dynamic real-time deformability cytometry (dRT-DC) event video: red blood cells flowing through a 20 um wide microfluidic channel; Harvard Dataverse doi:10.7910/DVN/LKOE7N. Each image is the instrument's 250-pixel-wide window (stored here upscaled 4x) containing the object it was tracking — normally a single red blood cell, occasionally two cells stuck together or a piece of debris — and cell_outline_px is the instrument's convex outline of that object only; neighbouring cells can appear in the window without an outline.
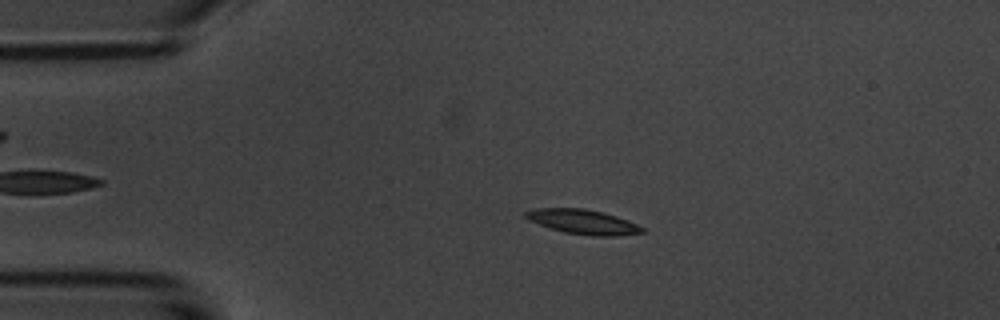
{"species": "common noctule bat (a hibernating species)", "species_latin": "Nyctalus noctula", "temperature_condition": "room temperature", "stored_images_in_passage": 6, "camera_frame_rate_fps": 3000, "um_per_image_px": 0.085, "animal": {"sex": "male", "body_mass_g": 20.1, "forearm_length_mm": 53.5}, "frame": {"image": 1, "passage_image": 3, "time_ms": 2.333, "image_size_px": [1000, 320], "cell_outline_px": [[644, 232], [616, 236], [592, 236], [564, 232], [528, 220], [524, 216], [524, 212], [536, 208], [584, 208], [604, 212], [628, 220], [644, 228]], "centroid_in_image_um": [49.56, 18.85], "position_along_channel_um": 35.4, "area_um2": 16.65}}
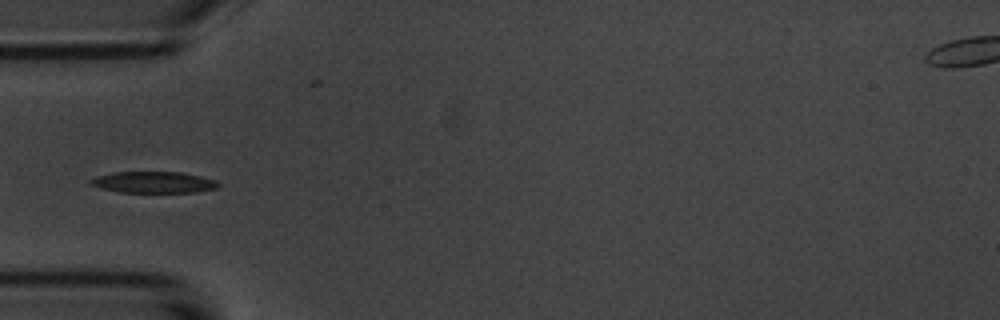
{"frame": {"image": 2, "passage_image": 5, "time_ms": 4.333, "image_size_px": [1000, 320], "cell_outline_px": [[220, 184], [216, 188], [196, 192], [120, 192], [100, 188], [88, 184], [88, 180], [96, 176], [112, 172], [180, 172], [200, 176], [216, 180]], "centroid_in_image_um": [13.0, 15.49], "position_along_channel_um": 72.0, "area_um2": 15.95}}